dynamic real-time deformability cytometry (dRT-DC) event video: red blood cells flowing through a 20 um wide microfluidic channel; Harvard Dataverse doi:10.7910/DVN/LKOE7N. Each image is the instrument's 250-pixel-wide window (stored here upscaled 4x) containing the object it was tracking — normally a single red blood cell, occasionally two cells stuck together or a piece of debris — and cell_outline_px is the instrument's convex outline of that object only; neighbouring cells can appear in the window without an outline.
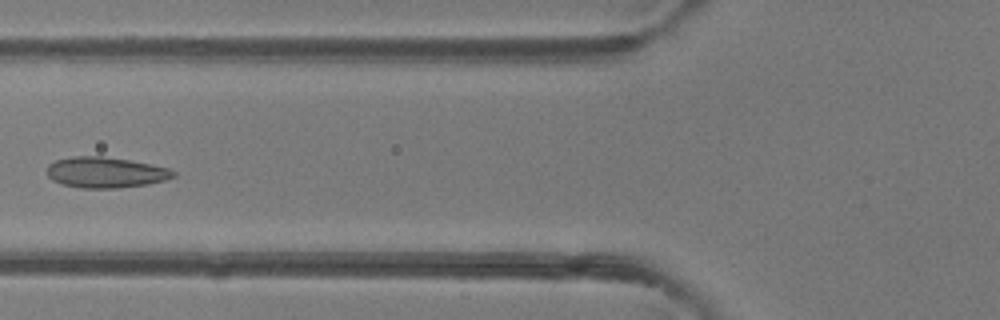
{"species": "common noctule bat (a hibernating species)", "species_latin": "Nyctalus noctula", "temperature_condition": "room temperature", "stored_images_in_passage": 6, "camera_frame_rate_fps": 3000, "um_per_image_px": 0.085, "animal": {"sex": "female"}, "frame": {"image": 1, "passage_image": 5, "time_ms": 5.0, "image_size_px": [1000, 320], "cell_outline_px": [[176, 176], [164, 180], [148, 184], [120, 188], [80, 188], [64, 184], [52, 180], [48, 176], [48, 164], [56, 160], [72, 156], [100, 156], [128, 160], [168, 168], [176, 172]], "centroid_in_image_um": [8.97, 14.66], "position_along_channel_um": 116.8, "area_um2": 22.48}}
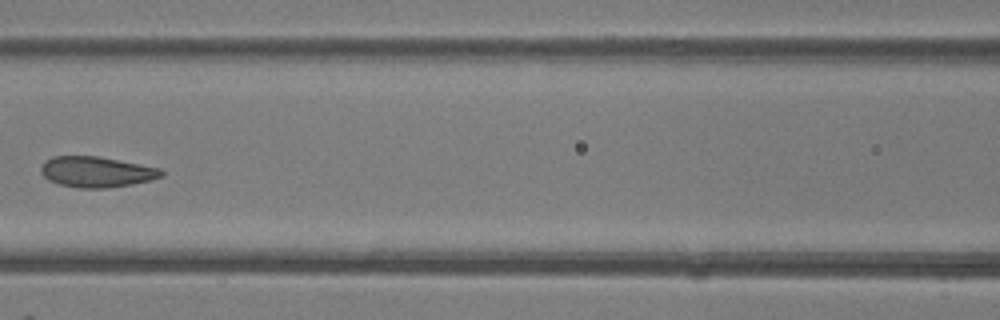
{"frame": {"image": 2, "passage_image": 6, "time_ms": 6.0, "image_size_px": [1000, 320], "cell_outline_px": [[164, 176], [152, 180], [132, 184], [108, 188], [80, 188], [60, 184], [48, 180], [40, 172], [40, 168], [44, 160], [52, 156], [100, 156], [160, 168], [164, 172]], "centroid_in_image_um": [8.2, 14.6], "position_along_channel_um": 158.4, "area_um2": 21.73}}